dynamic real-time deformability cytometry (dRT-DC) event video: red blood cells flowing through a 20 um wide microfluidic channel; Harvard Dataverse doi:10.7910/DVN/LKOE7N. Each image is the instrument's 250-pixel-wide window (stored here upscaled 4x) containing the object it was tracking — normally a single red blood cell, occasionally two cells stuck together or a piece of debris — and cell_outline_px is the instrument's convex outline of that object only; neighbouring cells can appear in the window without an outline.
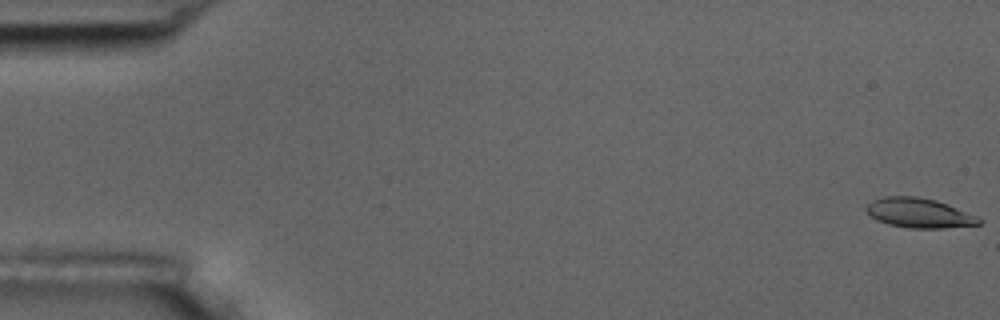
{"species": "common noctule bat (a hibernating species)", "species_latin": "Nyctalus noctula", "temperature_condition": "room temperature", "stored_images_in_passage": 56, "camera_frame_rate_fps": 3000, "um_per_image_px": 0.085, "animal": {"sex": "male", "body_mass_g": 17.5, "forearm_length_mm": 52.3}, "frame": {"image": 1, "passage_image": 1, "time_ms": 0.0, "image_size_px": [1000, 320], "cell_outline_px": [[984, 220], [980, 224], [944, 228], [908, 228], [888, 224], [876, 220], [864, 208], [872, 200], [884, 196], [916, 196], [936, 200], [948, 204], [976, 216]], "centroid_in_image_um": [78.12, 18.1], "position_along_channel_um": 6.9, "area_um2": 19.48}}
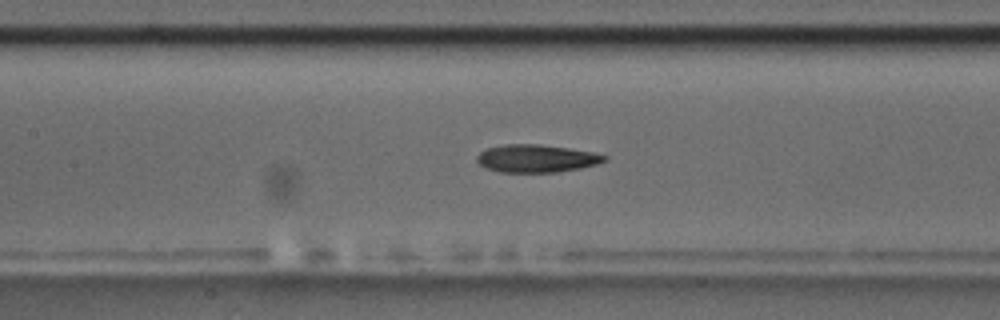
{"frame": {"image": 2, "passage_image": 26, "time_ms": 8.333, "image_size_px": [1000, 320], "cell_outline_px": [[608, 160], [596, 164], [580, 168], [556, 172], [500, 172], [484, 168], [476, 160], [476, 156], [480, 152], [488, 148], [504, 144], [540, 144], [568, 148], [592, 152], [608, 156]], "centroid_in_image_um": [45.58, 13.47], "position_along_channel_um": 161.8, "area_um2": 20.63}}
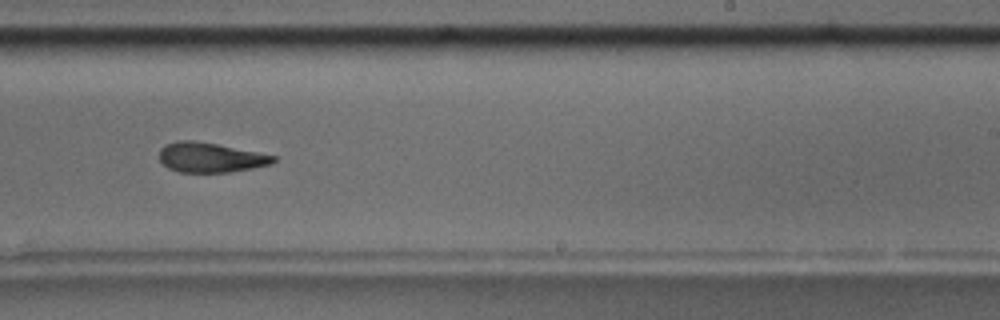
{"frame": {"image": 3, "passage_image": 35, "time_ms": 11.333, "image_size_px": [1000, 320], "cell_outline_px": [[276, 160], [272, 164], [252, 168], [228, 172], [180, 172], [168, 168], [160, 160], [160, 148], [164, 144], [176, 140], [196, 140], [276, 156]], "centroid_in_image_um": [17.85, 13.38], "position_along_channel_um": 271.1, "area_um2": 19.71}, "authors_computed_cell_mechanics": {"area_um2": 20.4901, "velocity_mm_per_s": 3.6595, "shape_relaxation_time_tau1_ms": null, "shape_relaxation_time_tau2_ms": 4.3614, "deformation_change_tau1": null, "deformation_change_tau2": 0.1382}}